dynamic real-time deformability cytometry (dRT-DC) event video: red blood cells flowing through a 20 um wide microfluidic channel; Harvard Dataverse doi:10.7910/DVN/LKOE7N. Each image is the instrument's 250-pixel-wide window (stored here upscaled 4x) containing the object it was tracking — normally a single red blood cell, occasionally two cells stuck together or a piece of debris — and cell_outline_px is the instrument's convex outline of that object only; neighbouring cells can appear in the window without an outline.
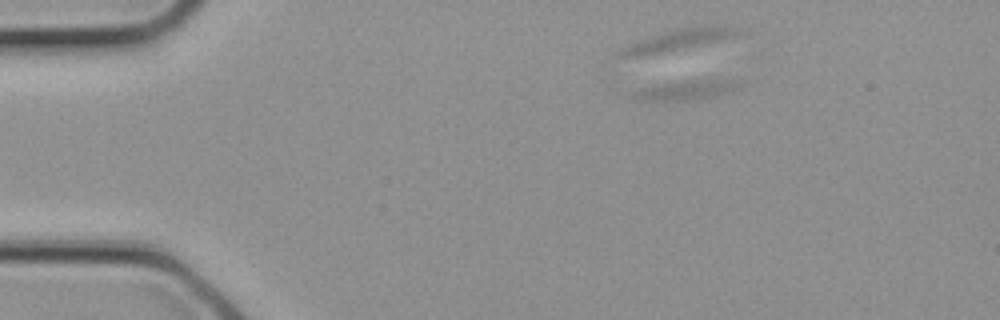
{"species": "common noctule bat (a hibernating species)", "species_latin": "Nyctalus noctula", "temperature_condition": "cold", "stored_images_in_passage": 3, "segment_of_instrument_passage": [2, 2], "camera_frame_rate_fps": 3000, "um_per_image_px": 0.085, "animal": {"sex": "female", "body_mass_g": 21.9}, "frame": {"image": 1, "passage_image": 3, "time_ms": 0.667, "image_size_px": [1000, 320], "cell_outline_px": [[744, 84], [724, 92], [712, 96], [680, 100], [636, 100], [628, 96], [628, 92], [644, 88], [664, 84], [692, 80], [736, 80]], "centroid_in_image_um": [58.18, 7.66], "position_along_channel_um": 26.8, "area_um2": 11.39}}